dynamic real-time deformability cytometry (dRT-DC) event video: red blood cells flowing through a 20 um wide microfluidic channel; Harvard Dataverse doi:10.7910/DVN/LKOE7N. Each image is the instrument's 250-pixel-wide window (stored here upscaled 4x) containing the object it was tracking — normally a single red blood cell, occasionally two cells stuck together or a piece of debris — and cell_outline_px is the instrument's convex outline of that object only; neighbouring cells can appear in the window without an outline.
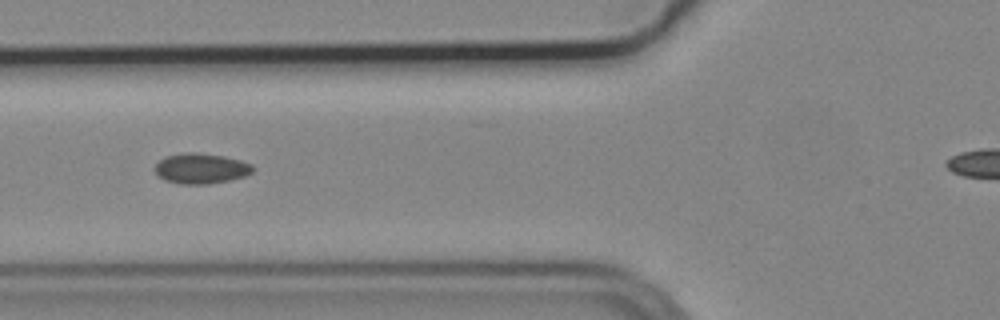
{"species": "common noctule bat (a hibernating species)", "species_latin": "Nyctalus noctula", "temperature_condition": "cold", "stored_images_in_passage": 8, "camera_frame_rate_fps": 3000, "um_per_image_px": 0.085, "animal": {"sex": "male", "body_mass_g": 19.2, "forearm_length_mm": 51.8}, "frame": {"image": 1, "passage_image": 7, "time_ms": 2.0, "image_size_px": [1000, 320], "cell_outline_px": [[256, 168], [252, 172], [244, 176], [232, 180], [208, 184], [180, 184], [164, 180], [156, 176], [152, 168], [164, 156], [184, 152], [196, 152], [224, 156], [240, 160], [252, 164]], "centroid_in_image_um": [17.05, 14.32], "position_along_channel_um": 108.8, "area_um2": 17.74}}
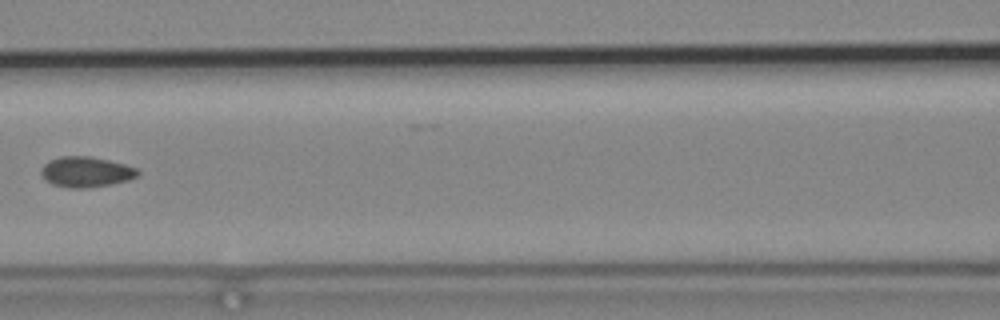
{"frame": {"image": 2, "passage_image": 8, "time_ms": 2.333, "image_size_px": [1000, 320], "cell_outline_px": [[140, 176], [128, 180], [112, 184], [88, 188], [68, 188], [52, 184], [40, 172], [40, 168], [48, 160], [60, 156], [92, 156], [124, 164], [136, 168], [140, 172]], "centroid_in_image_um": [7.33, 14.61], "position_along_channel_um": 159.3, "area_um2": 17.28}}